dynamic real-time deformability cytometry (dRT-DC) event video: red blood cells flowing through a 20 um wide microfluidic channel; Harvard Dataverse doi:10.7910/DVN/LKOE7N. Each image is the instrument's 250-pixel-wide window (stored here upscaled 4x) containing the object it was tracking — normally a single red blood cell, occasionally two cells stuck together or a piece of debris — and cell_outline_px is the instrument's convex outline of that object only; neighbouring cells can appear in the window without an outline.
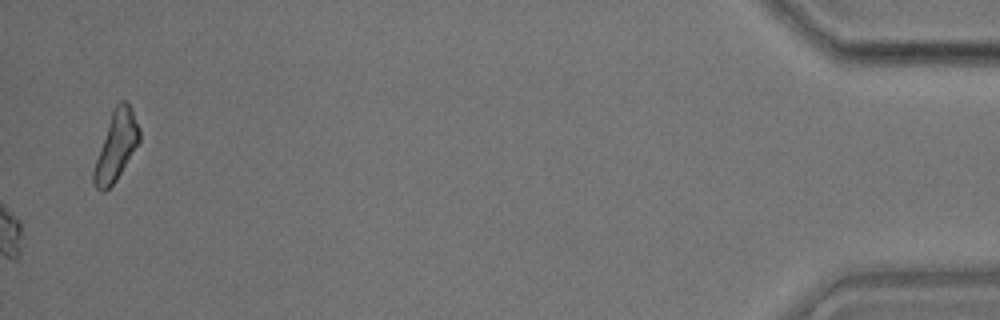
{"species": "common noctule bat (a hibernating species)", "species_latin": "Nyctalus noctula", "temperature_condition": "room temperature", "stored_images_in_passage": 35, "camera_frame_rate_fps": 3000, "um_per_image_px": 0.085, "animal": {"sex": "male", "body_mass_g": 17.9}, "frame": {"image": 1, "passage_image": 35, "time_ms": 11.333, "image_size_px": [1000, 320], "cell_outline_px": [[140, 140], [116, 180], [104, 192], [100, 192], [96, 188], [92, 180], [92, 172], [112, 108], [120, 100], [128, 100], [140, 128]], "centroid_in_image_um": [9.86, 12.37], "position_along_channel_um": 425.3, "area_um2": 18.32}}